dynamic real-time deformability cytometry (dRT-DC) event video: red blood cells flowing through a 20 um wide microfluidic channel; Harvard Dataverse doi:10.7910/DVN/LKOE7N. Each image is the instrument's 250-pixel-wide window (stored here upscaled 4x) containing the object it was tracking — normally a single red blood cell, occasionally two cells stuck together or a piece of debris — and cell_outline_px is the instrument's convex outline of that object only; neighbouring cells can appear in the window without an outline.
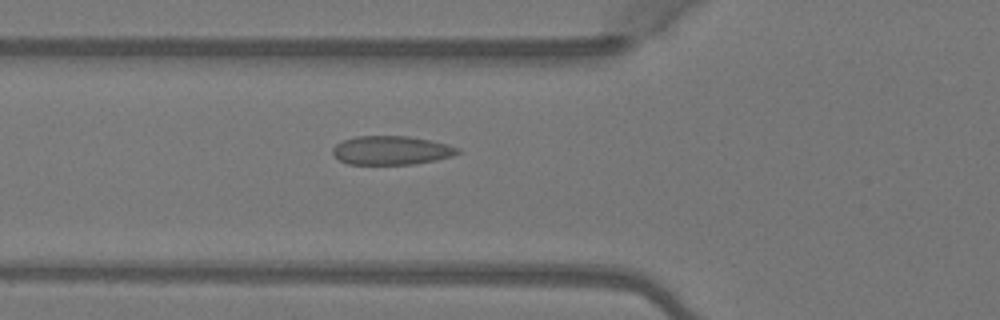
{"species": "Egyptian fruit bat (a non-hibernating species)", "species_latin": "Rousettus aegyptiacus", "temperature_condition": "warm", "stored_images_in_passage": 4, "camera_frame_rate_fps": 3000, "um_per_image_px": 0.085, "animal": {"sex": "female"}, "frame": {"image": 1, "passage_image": 4, "time_ms": 1.0, "image_size_px": [1000, 320], "cell_outline_px": [[460, 152], [452, 156], [436, 160], [412, 164], [348, 164], [340, 160], [332, 152], [332, 148], [336, 144], [344, 140], [356, 136], [408, 136], [432, 140], [448, 144], [460, 148]], "centroid_in_image_um": [33.29, 12.77], "position_along_channel_um": 92.5, "area_um2": 20.98}}